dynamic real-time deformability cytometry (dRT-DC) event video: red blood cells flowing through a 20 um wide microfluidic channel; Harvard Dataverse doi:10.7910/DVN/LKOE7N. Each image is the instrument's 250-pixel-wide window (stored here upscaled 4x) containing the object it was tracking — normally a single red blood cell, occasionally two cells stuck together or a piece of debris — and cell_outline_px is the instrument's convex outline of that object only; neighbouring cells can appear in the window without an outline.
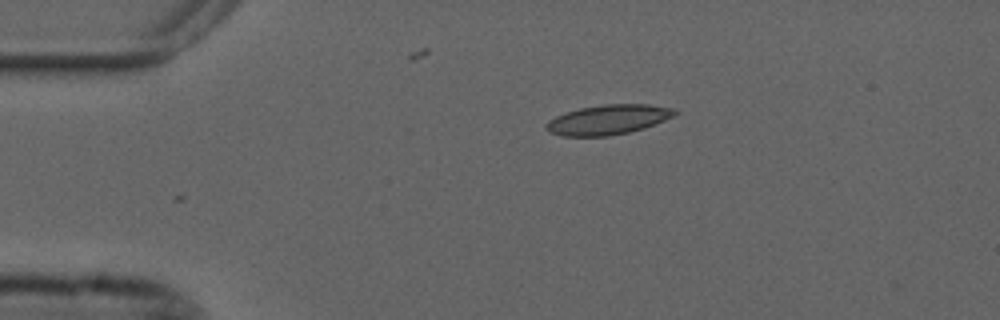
{"species": "common noctule bat (a hibernating species)", "species_latin": "Nyctalus noctula", "temperature_condition": "cold", "stored_images_in_passage": 4, "camera_frame_rate_fps": 3000, "um_per_image_px": 0.085, "animal": {"sex": "male", "forearm_length_mm": 52.5}, "frame": {"image": 1, "passage_image": 1, "time_ms": 0.0, "image_size_px": [1000, 320], "cell_outline_px": [[680, 112], [676, 116], [644, 128], [628, 132], [608, 136], [564, 136], [548, 132], [544, 128], [544, 124], [548, 120], [556, 116], [580, 108], [604, 104], [648, 104], [676, 108]], "centroid_in_image_um": [51.73, 10.16], "position_along_channel_um": 33.3, "area_um2": 22.54}}